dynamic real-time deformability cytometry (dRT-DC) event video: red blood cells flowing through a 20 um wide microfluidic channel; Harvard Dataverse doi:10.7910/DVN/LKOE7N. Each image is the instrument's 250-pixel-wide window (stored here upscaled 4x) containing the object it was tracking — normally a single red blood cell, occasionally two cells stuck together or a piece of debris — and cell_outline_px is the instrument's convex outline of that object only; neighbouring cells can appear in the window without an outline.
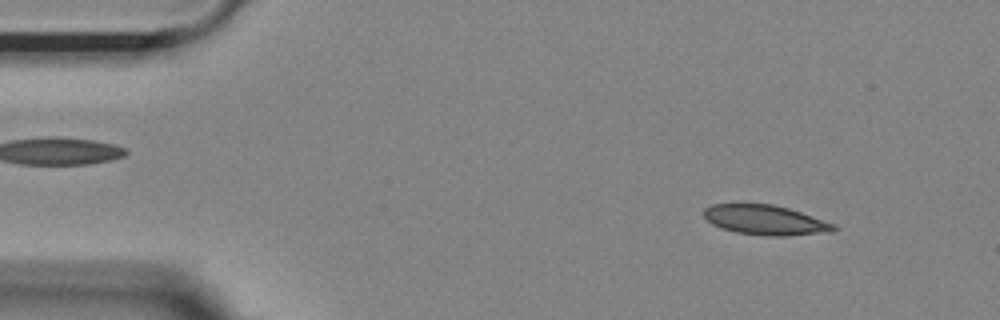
{"species": "Egyptian fruit bat (a non-hibernating species)", "species_latin": "Rousettus aegyptiacus", "temperature_condition": "room temperature", "stored_images_in_passage": 13, "camera_frame_rate_fps": 3000, "um_per_image_px": 0.085, "animal": {"sex": "female"}, "frame": {"image": 1, "passage_image": 5, "time_ms": 1.333, "image_size_px": [1000, 320], "cell_outline_px": [[840, 228], [832, 232], [784, 236], [764, 236], [736, 232], [720, 228], [712, 224], [704, 216], [704, 208], [712, 204], [772, 204], [788, 208], [836, 224]], "centroid_in_image_um": [65.08, 18.71], "position_along_channel_um": 19.9, "area_um2": 22.66}}